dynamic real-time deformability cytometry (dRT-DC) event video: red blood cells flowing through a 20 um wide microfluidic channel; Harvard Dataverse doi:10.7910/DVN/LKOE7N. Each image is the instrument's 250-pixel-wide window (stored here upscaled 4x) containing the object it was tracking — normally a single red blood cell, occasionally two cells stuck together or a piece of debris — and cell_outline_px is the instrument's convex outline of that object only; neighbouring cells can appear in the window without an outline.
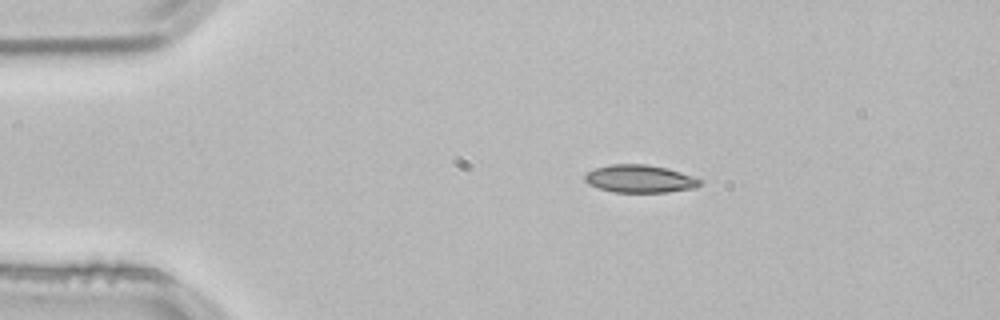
{"species": "common noctule bat (a hibernating species)", "species_latin": "Nyctalus noctula", "temperature_condition": "room temperature", "stored_images_in_passage": 2, "camera_frame_rate_fps": 3000, "um_per_image_px": 0.085, "animal": {"sex": "male", "body_mass_g": 21.5, "forearm_length_mm": 52.0}, "frame": {"image": 1, "passage_image": 1, "time_ms": 0.0, "image_size_px": [1000, 320], "cell_outline_px": [[700, 184], [696, 188], [668, 192], [612, 192], [588, 184], [584, 180], [584, 176], [588, 172], [596, 168], [612, 164], [648, 164], [668, 168], [692, 176], [700, 180]], "centroid_in_image_um": [54.38, 15.2], "position_along_channel_um": 30.6, "area_um2": 18.55}}